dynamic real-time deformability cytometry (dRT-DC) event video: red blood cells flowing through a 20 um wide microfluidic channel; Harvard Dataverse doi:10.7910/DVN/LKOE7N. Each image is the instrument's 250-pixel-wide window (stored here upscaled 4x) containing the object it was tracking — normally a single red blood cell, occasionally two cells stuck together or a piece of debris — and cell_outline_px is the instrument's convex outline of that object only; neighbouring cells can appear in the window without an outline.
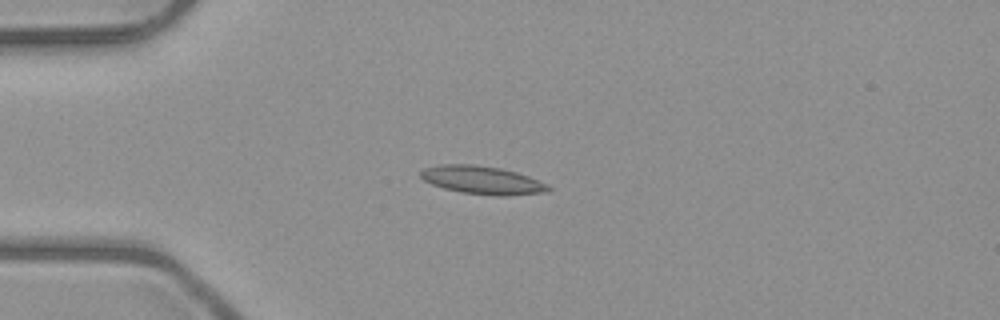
{"species": "common noctule bat (a hibernating species)", "species_latin": "Nyctalus noctula", "temperature_condition": "room temperature", "stored_images_in_passage": 5, "camera_frame_rate_fps": 3000, "um_per_image_px": 0.085, "animal": {"sex": "male", "body_mass_g": 23.1, "forearm_length_mm": 52.7}, "frame": {"image": 1, "passage_image": 3, "time_ms": 3.333, "image_size_px": [1000, 320], "cell_outline_px": [[552, 188], [548, 192], [504, 196], [496, 196], [460, 192], [444, 188], [432, 184], [424, 180], [420, 176], [420, 172], [424, 168], [440, 164], [472, 164], [500, 168], [516, 172], [528, 176], [548, 184]], "centroid_in_image_um": [41.0, 15.31], "position_along_channel_um": 44.0, "area_um2": 20.98}}
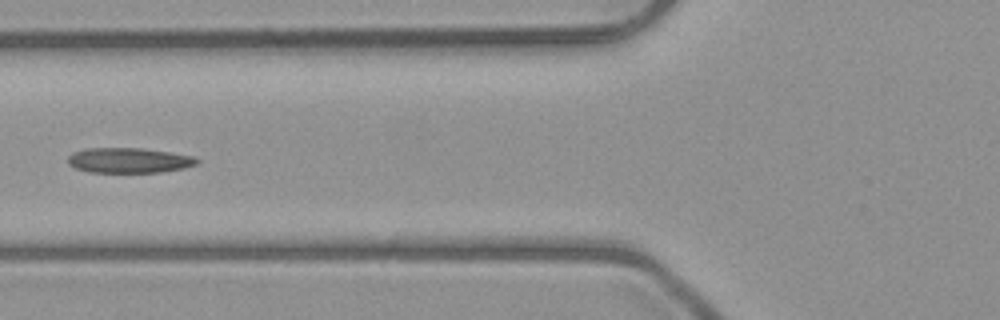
{"frame": {"image": 2, "passage_image": 5, "time_ms": 5.667, "image_size_px": [1000, 320], "cell_outline_px": [[200, 160], [196, 164], [184, 168], [160, 172], [88, 172], [76, 168], [68, 164], [68, 156], [72, 152], [84, 148], [140, 148], [168, 152], [192, 156]], "centroid_in_image_um": [10.91, 13.63], "position_along_channel_um": 114.9, "area_um2": 18.84}}